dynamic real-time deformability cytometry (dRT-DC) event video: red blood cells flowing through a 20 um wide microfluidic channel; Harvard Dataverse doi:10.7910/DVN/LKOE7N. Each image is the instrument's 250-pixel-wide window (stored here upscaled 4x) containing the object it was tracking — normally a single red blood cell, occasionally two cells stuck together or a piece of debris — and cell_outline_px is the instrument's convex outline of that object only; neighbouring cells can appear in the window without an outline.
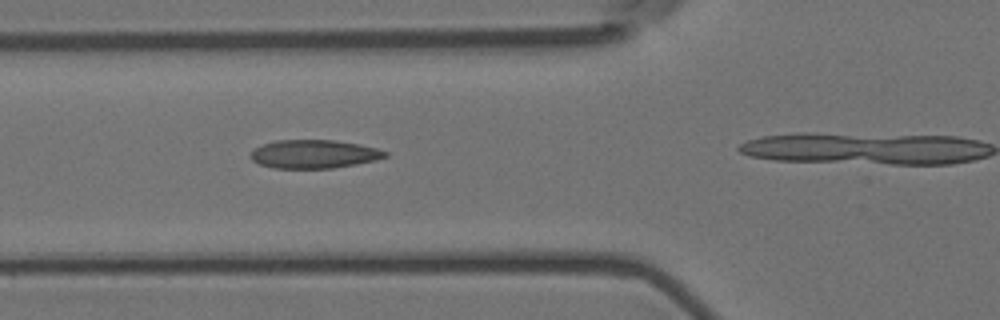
{"species": "Egyptian fruit bat (a non-hibernating species)", "species_latin": "Rousettus aegyptiacus", "temperature_condition": "room temperature", "stored_images_in_passage": 14, "camera_frame_rate_fps": 3000, "um_per_image_px": 0.085, "animal": {"sex": "female"}, "frame": {"image": 1, "passage_image": 7, "time_ms": 2.0, "image_size_px": [1000, 320], "cell_outline_px": [[388, 156], [376, 160], [356, 164], [332, 168], [272, 168], [260, 164], [252, 160], [248, 156], [256, 148], [264, 144], [276, 140], [332, 140], [360, 144], [376, 148], [388, 152]], "centroid_in_image_um": [26.7, 13.1], "position_along_channel_um": 99.1, "area_um2": 22.25}}
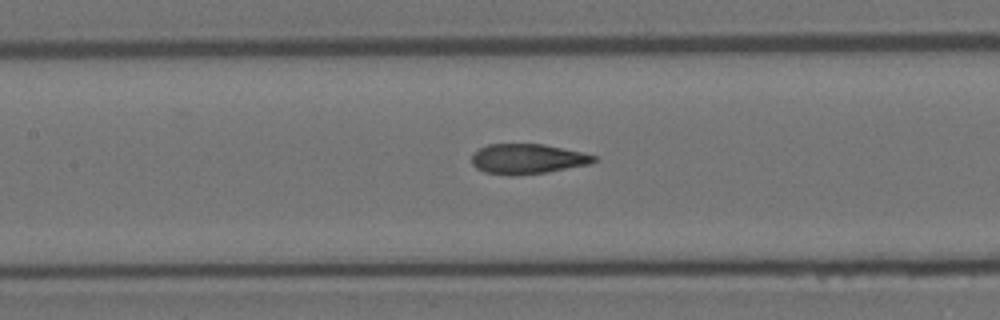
{"frame": {"image": 2, "passage_image": 12, "time_ms": 3.667, "image_size_px": [1000, 320], "cell_outline_px": [[596, 160], [588, 164], [544, 172], [512, 176], [508, 176], [484, 172], [476, 168], [472, 164], [472, 152], [488, 144], [544, 144], [580, 152], [596, 156]], "centroid_in_image_um": [44.75, 13.5], "position_along_channel_um": 162.6, "area_um2": 21.21}}